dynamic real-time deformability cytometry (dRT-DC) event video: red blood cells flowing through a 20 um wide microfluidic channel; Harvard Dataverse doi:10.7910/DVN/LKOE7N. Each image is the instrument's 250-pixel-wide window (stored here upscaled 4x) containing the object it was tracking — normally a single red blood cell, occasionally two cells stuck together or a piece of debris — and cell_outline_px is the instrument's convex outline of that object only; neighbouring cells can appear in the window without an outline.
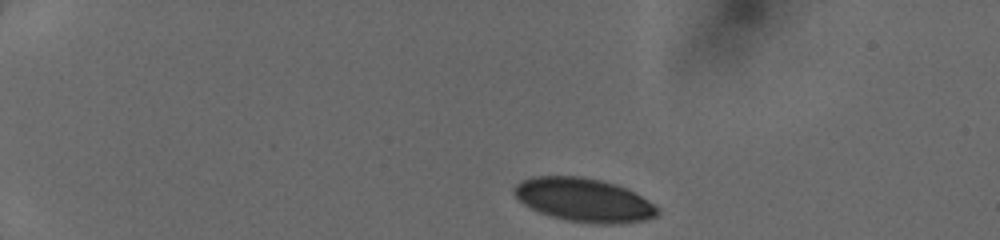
{"species": "human", "species_latin": "Homo sapiens", "temperature_condition": "cold", "stored_images_in_passage": 40, "camera_frame_rate_fps": 3000, "um_per_image_px": 0.085, "donor": {"sex": "female"}, "frame": {"image": 1, "passage_image": 1, "time_ms": 0.0, "image_size_px": [1000, 240], "cell_outline_px": [[660, 212], [656, 216], [644, 220], [620, 224], [600, 224], [568, 220], [552, 216], [540, 212], [524, 204], [512, 192], [512, 188], [520, 180], [532, 176], [580, 176], [600, 180], [616, 184], [648, 200], [660, 208]], "centroid_in_image_um": [49.62, 16.99], "position_along_channel_um": 35.4, "area_um2": 36.3}}
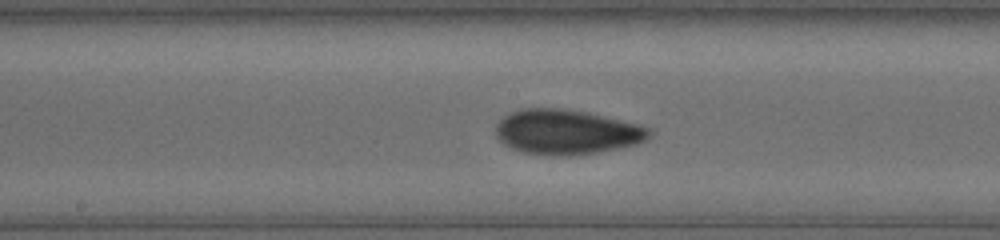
{"frame": {"image": 2, "passage_image": 19, "time_ms": 6.0, "image_size_px": [1000, 240], "cell_outline_px": [[652, 132], [648, 140], [636, 144], [596, 152], [568, 156], [548, 156], [524, 152], [512, 148], [504, 144], [496, 136], [496, 124], [504, 116], [520, 108], [560, 108], [588, 112], [640, 124], [652, 128]], "centroid_in_image_um": [48.18, 11.21], "position_along_channel_um": 200.0, "area_um2": 40.34}}
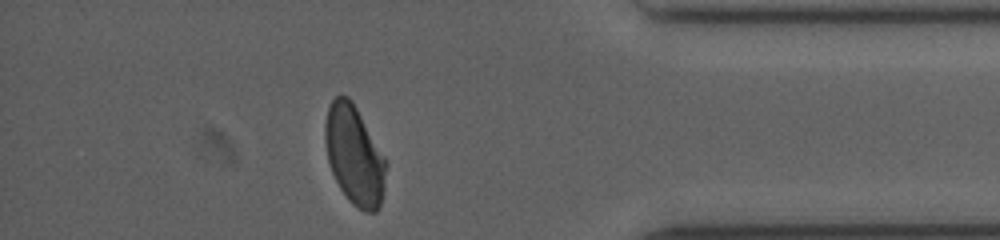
{"frame": {"image": 3, "passage_image": 35, "time_ms": 11.333, "image_size_px": [1000, 240], "cell_outline_px": [[388, 164], [384, 188], [380, 204], [376, 212], [364, 212], [356, 208], [348, 200], [340, 188], [332, 172], [328, 160], [324, 140], [324, 124], [328, 104], [336, 96], [348, 96], [352, 100], [384, 156]], "centroid_in_image_um": [30.11, 13.2], "position_along_channel_um": 405.1, "area_um2": 35.37}}